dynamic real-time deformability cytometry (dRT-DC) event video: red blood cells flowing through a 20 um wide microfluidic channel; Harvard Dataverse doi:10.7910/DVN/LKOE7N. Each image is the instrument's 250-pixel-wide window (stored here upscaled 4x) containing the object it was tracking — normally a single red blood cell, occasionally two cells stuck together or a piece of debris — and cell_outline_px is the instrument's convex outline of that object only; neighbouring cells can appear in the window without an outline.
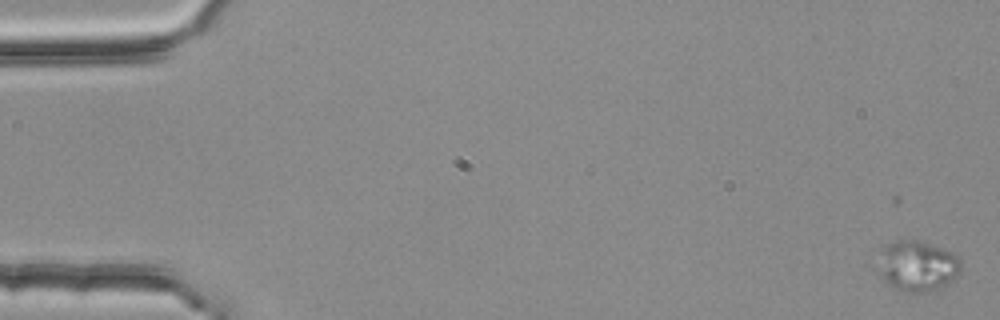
{"species": "common noctule bat (a hibernating species)", "species_latin": "Nyctalus noctula", "temperature_condition": "room temperature", "stored_images_in_passage": 4, "camera_frame_rate_fps": 3000, "um_per_image_px": 0.085, "animal": {"sex": "female", "body_mass_g": 25.1}, "frame": {"image": 1, "passage_image": 1, "time_ms": 0.0, "image_size_px": [1000, 320], "cell_outline_px": [[960, 268], [952, 280], [948, 284], [928, 292], [904, 292], [888, 284], [876, 276], [880, 248], [896, 240], [916, 240], [952, 252], [960, 260]], "centroid_in_image_um": [77.88, 22.62], "position_along_channel_um": 7.1, "area_um2": 24.57}}